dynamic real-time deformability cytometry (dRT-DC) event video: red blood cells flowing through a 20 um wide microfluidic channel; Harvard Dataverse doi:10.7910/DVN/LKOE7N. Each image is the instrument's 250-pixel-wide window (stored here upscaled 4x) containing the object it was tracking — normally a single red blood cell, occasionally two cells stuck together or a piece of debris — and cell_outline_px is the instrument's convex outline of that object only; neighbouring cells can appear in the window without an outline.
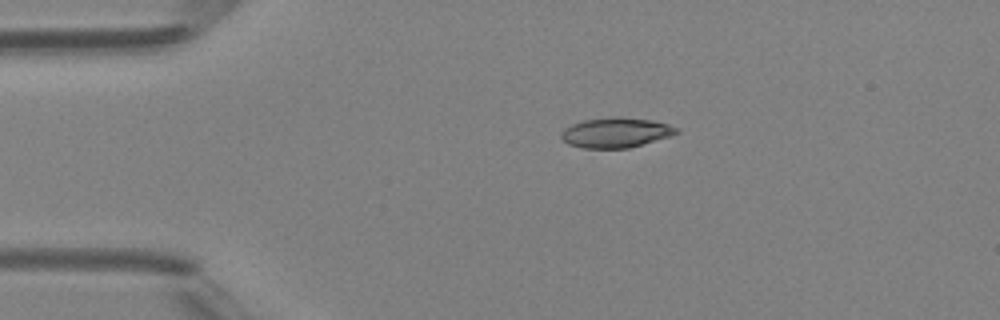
{"species": "Egyptian fruit bat (a non-hibernating species)", "species_latin": "Rousettus aegyptiacus", "temperature_condition": "room temperature", "stored_images_in_passage": 2, "camera_frame_rate_fps": 3000, "um_per_image_px": 0.085, "animal": {"sex": "female"}, "frame": {"image": 1, "passage_image": 1, "time_ms": 0.0, "image_size_px": [1000, 320], "cell_outline_px": [[680, 132], [668, 136], [628, 148], [580, 148], [568, 144], [560, 136], [560, 132], [564, 128], [572, 124], [584, 120], [616, 116], [620, 116], [652, 120], [668, 124], [680, 128]], "centroid_in_image_um": [52.32, 11.26], "position_along_channel_um": 32.7, "area_um2": 20.17}}